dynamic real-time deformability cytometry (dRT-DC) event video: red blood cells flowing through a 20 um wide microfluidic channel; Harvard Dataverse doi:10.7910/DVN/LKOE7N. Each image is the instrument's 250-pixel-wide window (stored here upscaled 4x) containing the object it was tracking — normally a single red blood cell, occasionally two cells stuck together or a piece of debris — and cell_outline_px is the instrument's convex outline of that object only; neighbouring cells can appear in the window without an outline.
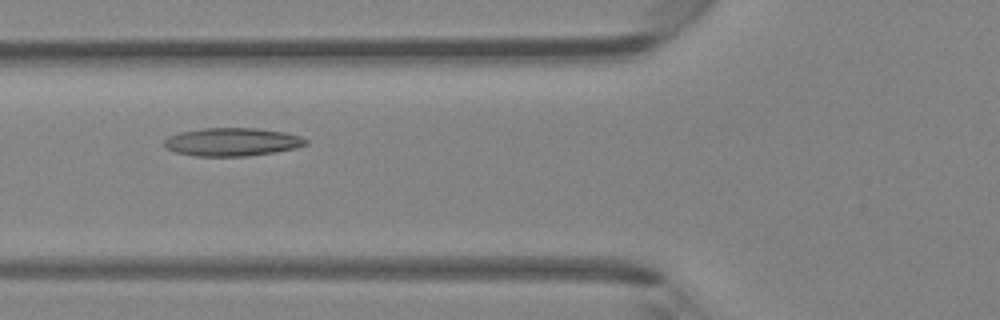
{"species": "Egyptian fruit bat (a non-hibernating species)", "species_latin": "Rousettus aegyptiacus", "temperature_condition": "room temperature", "stored_images_in_passage": 46, "camera_frame_rate_fps": 3000, "um_per_image_px": 0.085, "animal": {"sex": "female"}, "frame": {"image": 1, "passage_image": 18, "time_ms": 5.667, "image_size_px": [1000, 320], "cell_outline_px": [[308, 144], [296, 148], [276, 152], [248, 156], [196, 156], [176, 152], [164, 148], [164, 140], [168, 136], [180, 132], [204, 128], [256, 128], [284, 132], [300, 136], [308, 140]], "centroid_in_image_um": [19.74, 12.07], "position_along_channel_um": 106.1, "area_um2": 23.35}}
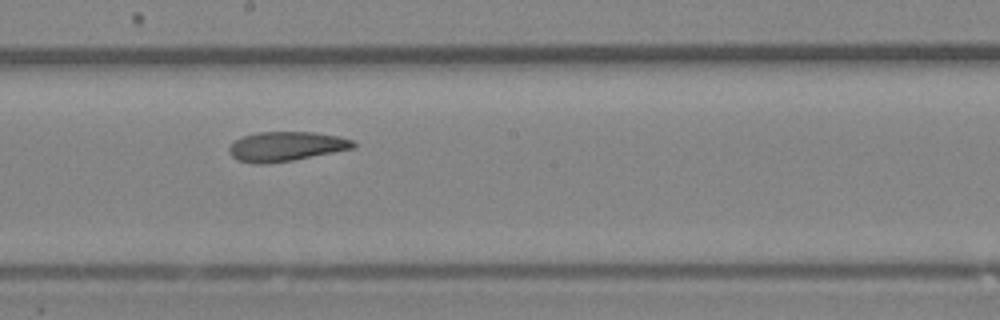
{"frame": {"image": 2, "passage_image": 26, "time_ms": 8.333, "image_size_px": [1000, 320], "cell_outline_px": [[356, 148], [292, 160], [264, 164], [252, 164], [240, 160], [232, 156], [228, 152], [228, 148], [236, 140], [244, 136], [256, 132], [312, 132], [340, 136], [352, 140], [356, 144]], "centroid_in_image_um": [24.33, 12.44], "position_along_channel_um": 223.9, "area_um2": 21.33}}
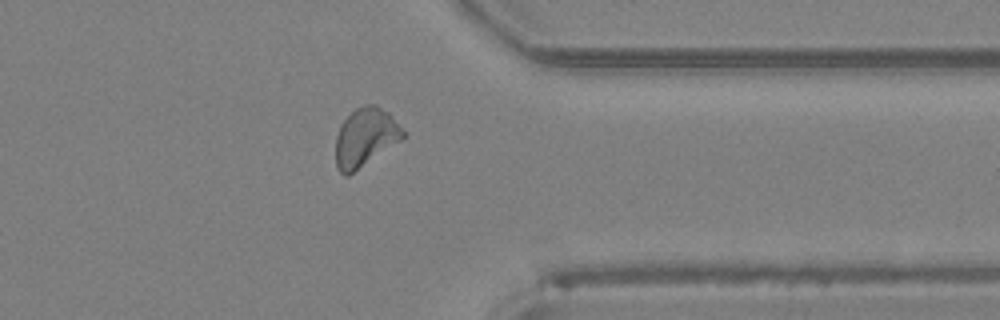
{"frame": {"image": 3, "passage_image": 37, "time_ms": 12.0, "image_size_px": [1000, 320], "cell_outline_px": [[404, 136], [400, 140], [348, 176], [344, 176], [336, 168], [336, 136], [340, 124], [356, 108], [364, 104], [376, 104], [388, 112], [392, 116], [404, 132]], "centroid_in_image_um": [31.02, 11.67], "position_along_channel_um": 380.4, "area_um2": 22.66}}